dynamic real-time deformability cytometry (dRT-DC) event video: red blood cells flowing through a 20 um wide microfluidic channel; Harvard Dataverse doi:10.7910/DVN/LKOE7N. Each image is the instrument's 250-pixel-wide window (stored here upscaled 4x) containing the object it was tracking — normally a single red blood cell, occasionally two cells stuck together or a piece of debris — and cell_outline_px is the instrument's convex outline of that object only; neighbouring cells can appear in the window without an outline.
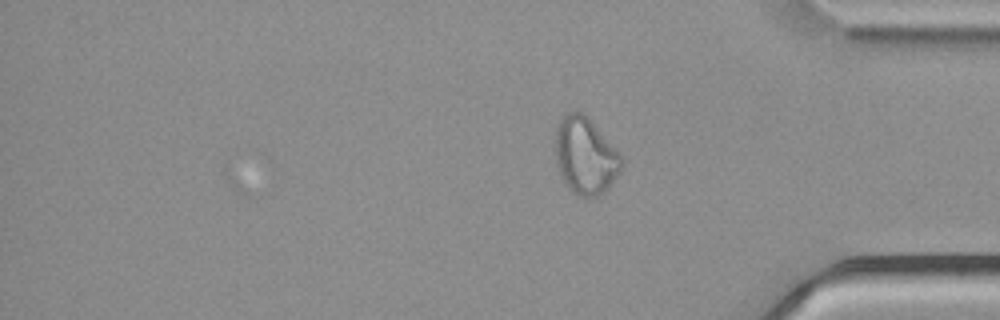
{"species": "common noctule bat (a hibernating species)", "species_latin": "Nyctalus noctula", "temperature_condition": "cold", "stored_images_in_passage": 35, "camera_frame_rate_fps": 3000, "um_per_image_px": 0.085, "animal": {"sex": "male", "body_mass_g": 21.5, "forearm_length_mm": 52.0}, "frame": {"image": 1, "passage_image": 35, "time_ms": 11.333, "image_size_px": [1000, 320], "cell_outline_px": [[624, 164], [620, 172], [608, 188], [604, 192], [588, 200], [572, 192], [564, 184], [556, 164], [556, 124], [564, 112], [584, 112], [588, 116], [620, 152], [624, 160]], "centroid_in_image_um": [49.77, 13.24], "position_along_channel_um": 385.4, "area_um2": 30.4}, "authors_computed_cell_mechanics": {"area_um2": 25.7788, "velocity_mm_per_s": 3.7881, "shape_relaxation_time_tau1_ms": null, "shape_relaxation_time_tau2_ms": 2.373, "deformation_change_tau1": null, "deformation_change_tau2": 0.0928}}